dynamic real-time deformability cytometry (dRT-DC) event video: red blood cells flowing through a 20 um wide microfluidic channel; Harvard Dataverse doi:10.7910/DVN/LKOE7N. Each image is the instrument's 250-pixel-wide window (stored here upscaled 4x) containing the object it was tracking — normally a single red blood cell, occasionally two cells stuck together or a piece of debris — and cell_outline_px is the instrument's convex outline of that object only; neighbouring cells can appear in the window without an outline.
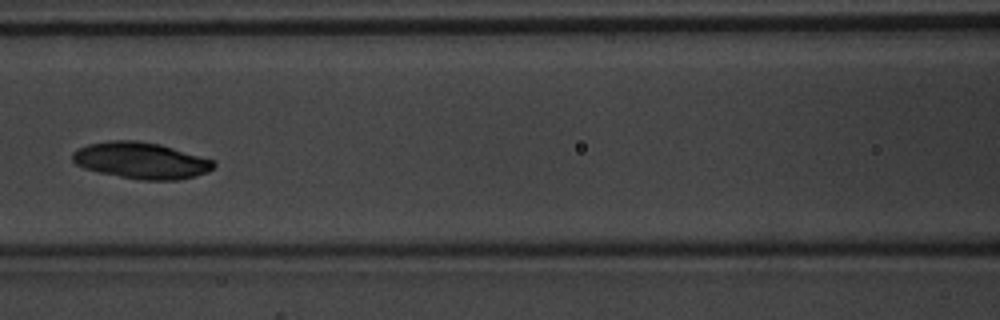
{"species": "common noctule bat (a hibernating species)", "species_latin": "Nyctalus noctula", "temperature_condition": "warm", "stored_images_in_passage": 6, "camera_frame_rate_fps": 3000, "um_per_image_px": 0.085, "animal": {"sex": "male", "body_mass_g": 20.1, "forearm_length_mm": 53.5}, "frame": {"image": 1, "passage_image": 6, "time_ms": 1.667, "image_size_px": [1000, 320], "cell_outline_px": [[216, 164], [208, 172], [196, 176], [180, 180], [144, 180], [120, 176], [100, 172], [84, 168], [76, 164], [72, 160], [72, 152], [88, 144], [108, 140], [136, 140], [160, 144], [216, 160]], "centroid_in_image_um": [12.03, 13.64], "position_along_channel_um": 154.6, "area_um2": 30.06}}